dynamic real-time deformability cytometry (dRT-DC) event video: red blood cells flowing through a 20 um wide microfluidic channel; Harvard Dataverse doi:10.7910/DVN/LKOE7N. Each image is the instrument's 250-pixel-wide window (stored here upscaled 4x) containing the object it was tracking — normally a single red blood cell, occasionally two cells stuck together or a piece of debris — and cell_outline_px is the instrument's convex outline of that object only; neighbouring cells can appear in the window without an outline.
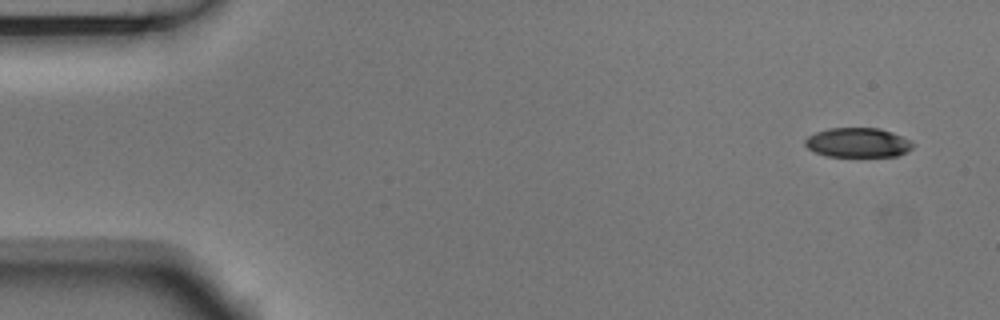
{"species": "Egyptian fruit bat (a non-hibernating species)", "species_latin": "Rousettus aegyptiacus", "temperature_condition": "room temperature", "stored_images_in_passage": 4, "camera_frame_rate_fps": 3000, "um_per_image_px": 0.085, "animal": {"sex": "male"}, "frame": {"image": 1, "passage_image": 1, "time_ms": 0.0, "image_size_px": [1000, 320], "cell_outline_px": [[916, 144], [908, 152], [896, 156], [828, 156], [816, 152], [808, 148], [804, 144], [804, 140], [808, 136], [816, 132], [828, 128], [880, 128], [892, 132], [912, 140]], "centroid_in_image_um": [72.96, 12.11], "position_along_channel_um": 12.0, "area_um2": 18.67}}